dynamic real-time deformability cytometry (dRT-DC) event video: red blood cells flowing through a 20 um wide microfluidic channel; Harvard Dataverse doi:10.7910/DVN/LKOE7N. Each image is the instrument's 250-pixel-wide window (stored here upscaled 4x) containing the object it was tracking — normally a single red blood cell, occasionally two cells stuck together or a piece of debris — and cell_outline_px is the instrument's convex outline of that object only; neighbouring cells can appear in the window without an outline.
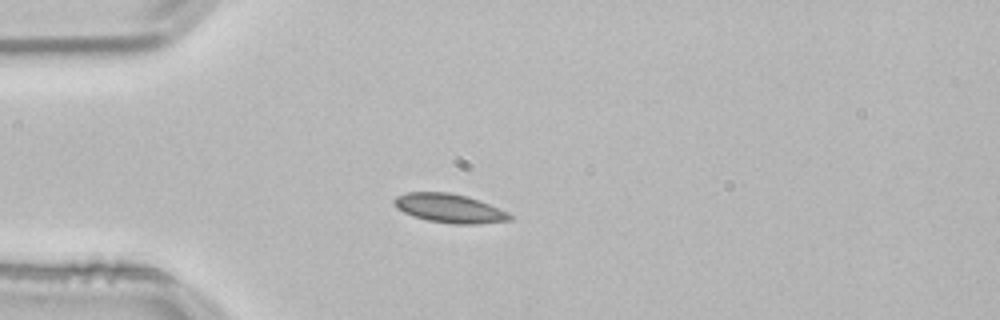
{"species": "common noctule bat (a hibernating species)", "species_latin": "Nyctalus noctula", "temperature_condition": "room temperature", "stored_images_in_passage": 40, "camera_frame_rate_fps": 3000, "um_per_image_px": 0.085, "animal": {"sex": "male", "body_mass_g": 21.5, "forearm_length_mm": 52.0}, "frame": {"image": 1, "passage_image": 1, "time_ms": 0.0, "image_size_px": [1000, 320], "cell_outline_px": [[512, 220], [476, 224], [452, 224], [428, 220], [412, 216], [396, 208], [392, 200], [396, 196], [408, 192], [448, 192], [468, 196], [480, 200], [508, 212], [512, 216]], "centroid_in_image_um": [38.19, 17.7], "position_along_channel_um": 46.8, "area_um2": 19.59}}
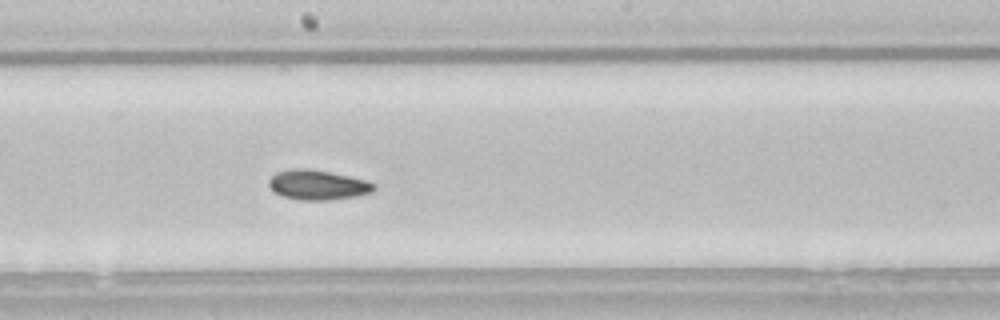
{"frame": {"image": 2, "passage_image": 16, "time_ms": 5.0, "image_size_px": [1000, 320], "cell_outline_px": [[376, 188], [372, 192], [356, 196], [328, 200], [300, 200], [284, 196], [276, 192], [268, 184], [268, 180], [276, 172], [292, 168], [304, 168], [328, 172], [348, 176], [364, 180], [376, 184]], "centroid_in_image_um": [27.01, 15.71], "position_along_channel_um": 221.2, "area_um2": 18.03}}
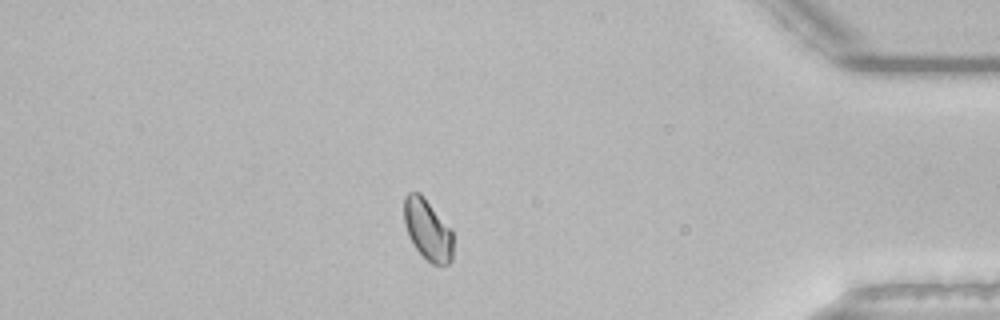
{"frame": {"image": 3, "passage_image": 33, "time_ms": 10.667, "image_size_px": [1000, 320], "cell_outline_px": [[452, 260], [448, 264], [432, 264], [416, 248], [408, 236], [404, 220], [404, 196], [408, 192], [420, 192], [424, 196], [452, 228]], "centroid_in_image_um": [36.35, 19.48], "position_along_channel_um": 398.8, "area_um2": 17.51}, "authors_computed_cell_mechanics": {"area_um2": 17.6868, "velocity_mm_per_s": 3.8093, "shape_relaxation_time_tau1_ms": 8.5831, "shape_relaxation_time_tau2_ms": 3.946, "deformation_change_tau1": 0.1017, "deformation_change_tau2": 0.028}}